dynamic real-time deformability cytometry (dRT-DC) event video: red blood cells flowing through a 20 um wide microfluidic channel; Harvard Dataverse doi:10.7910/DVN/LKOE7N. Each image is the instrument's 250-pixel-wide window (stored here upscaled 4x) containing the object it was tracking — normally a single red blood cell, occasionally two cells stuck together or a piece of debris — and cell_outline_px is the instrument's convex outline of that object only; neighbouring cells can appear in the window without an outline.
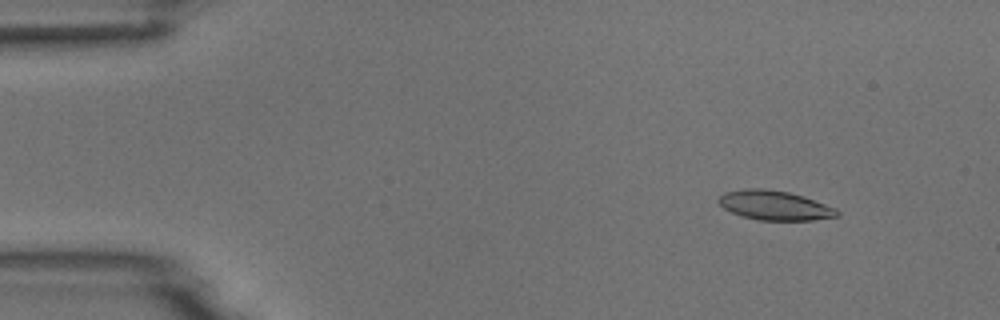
{"species": "common noctule bat (a hibernating species)", "species_latin": "Nyctalus noctula", "temperature_condition": "room temperature", "stored_images_in_passage": 5, "camera_frame_rate_fps": 3000, "um_per_image_px": 0.085, "animal": {"sex": "male", "body_mass_g": 18.8}, "frame": {"image": 1, "passage_image": 2, "time_ms": 1.333, "image_size_px": [1000, 320], "cell_outline_px": [[840, 216], [812, 220], [756, 220], [732, 212], [724, 208], [716, 200], [724, 192], [748, 188], [764, 188], [788, 192], [804, 196], [836, 208], [840, 212]], "centroid_in_image_um": [65.86, 17.45], "position_along_channel_um": 19.1, "area_um2": 20.35}}
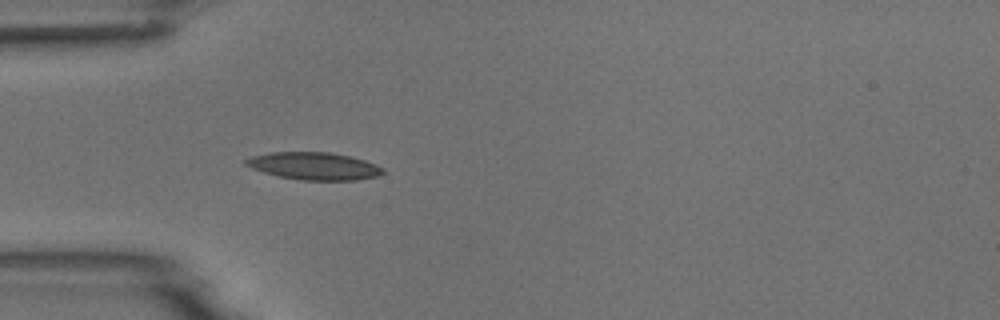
{"frame": {"image": 2, "passage_image": 5, "time_ms": 4.667, "image_size_px": [1000, 320], "cell_outline_px": [[384, 172], [376, 176], [356, 180], [300, 180], [280, 176], [264, 172], [252, 168], [244, 164], [244, 160], [252, 156], [272, 152], [328, 152], [348, 156], [364, 160], [376, 164], [384, 168]], "centroid_in_image_um": [26.69, 14.11], "position_along_channel_um": 58.3, "area_um2": 21.73}}